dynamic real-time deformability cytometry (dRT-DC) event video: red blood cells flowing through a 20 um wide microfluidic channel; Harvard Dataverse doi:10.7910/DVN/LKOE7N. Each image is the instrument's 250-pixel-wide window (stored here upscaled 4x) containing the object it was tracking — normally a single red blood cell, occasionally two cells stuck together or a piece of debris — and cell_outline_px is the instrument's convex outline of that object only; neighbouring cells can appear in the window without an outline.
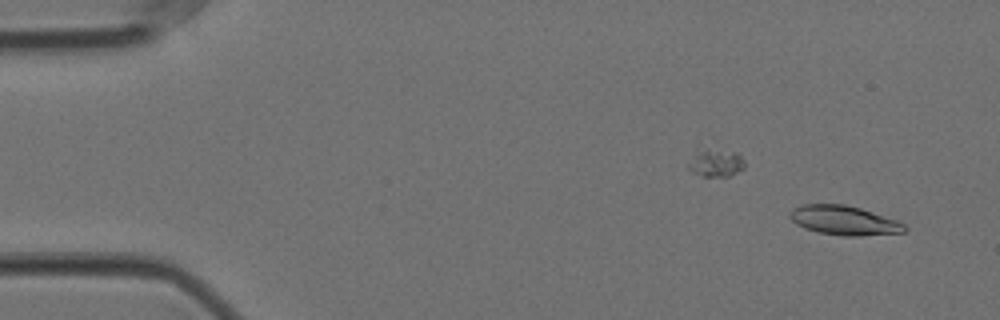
{"species": "Egyptian fruit bat (a non-hibernating species)", "species_latin": "Rousettus aegyptiacus", "temperature_condition": "cold", "stored_images_in_passage": 43, "camera_frame_rate_fps": 3000, "um_per_image_px": 0.085, "animal": {"sex": "female"}, "frame": {"image": 1, "passage_image": 3, "time_ms": 0.667, "image_size_px": [1000, 320], "cell_outline_px": [[908, 228], [904, 232], [860, 236], [844, 236], [820, 232], [804, 228], [796, 224], [788, 216], [788, 212], [792, 208], [800, 204], [844, 204], [860, 208], [896, 220], [904, 224]], "centroid_in_image_um": [71.7, 18.72], "position_along_channel_um": 13.3, "area_um2": 19.59}}
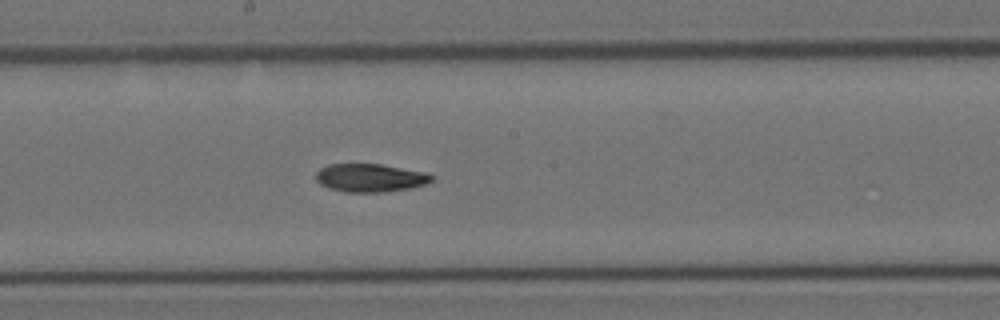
{"frame": {"image": 2, "passage_image": 30, "time_ms": 9.667, "image_size_px": [1000, 320], "cell_outline_px": [[432, 180], [424, 184], [412, 188], [384, 192], [344, 192], [328, 188], [320, 184], [316, 180], [316, 172], [320, 168], [328, 164], [380, 164], [428, 172], [432, 176]], "centroid_in_image_um": [31.45, 15.11], "position_along_channel_um": 216.7, "area_um2": 19.13}}
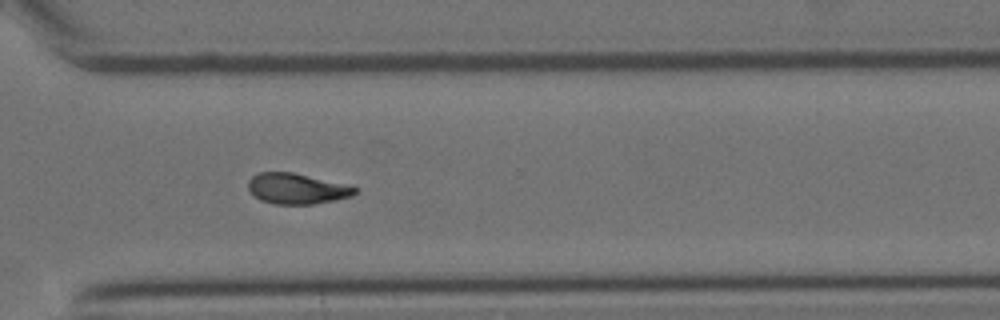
{"frame": {"image": 3, "passage_image": 41, "time_ms": 13.333, "image_size_px": [1000, 320], "cell_outline_px": [[356, 192], [352, 196], [336, 200], [312, 204], [272, 204], [260, 200], [248, 188], [248, 180], [252, 176], [260, 172], [292, 172], [356, 188]], "centroid_in_image_um": [25.16, 16.05], "position_along_channel_um": 345.4, "area_um2": 18.61}, "authors_computed_cell_mechanics": {"area_um2": 19.5942, "velocity_mm_per_s": 3.5308, "shape_relaxation_time_tau1_ms": 9.956, "shape_relaxation_time_tau2_ms": 10.3374, "deformation_change_tau1": 0.2178, "deformation_change_tau2": 0.1842}}